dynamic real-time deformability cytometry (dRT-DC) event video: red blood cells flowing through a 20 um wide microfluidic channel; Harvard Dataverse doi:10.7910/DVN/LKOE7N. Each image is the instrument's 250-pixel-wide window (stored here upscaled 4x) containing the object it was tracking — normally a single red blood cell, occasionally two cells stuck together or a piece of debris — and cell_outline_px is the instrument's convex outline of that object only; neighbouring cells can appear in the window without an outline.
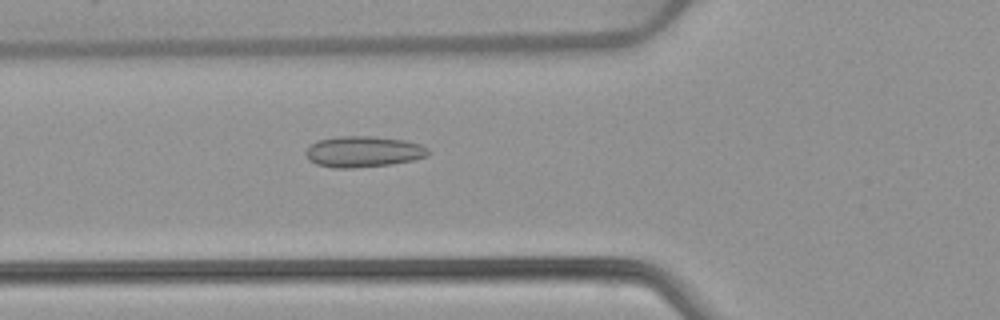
{"species": "common noctule bat (a hibernating species)", "species_latin": "Nyctalus noctula", "temperature_condition": "warm", "stored_images_in_passage": 52, "camera_frame_rate_fps": 3000, "um_per_image_px": 0.085, "animal": {"sex": "female", "body_mass_g": 22.7, "forearm_length_mm": 54.2}, "frame": {"image": 1, "passage_image": 19, "time_ms": 6.0, "image_size_px": [1000, 320], "cell_outline_px": [[428, 156], [416, 160], [392, 164], [352, 168], [336, 168], [316, 164], [308, 160], [304, 152], [316, 140], [340, 136], [372, 136], [404, 140], [420, 144], [428, 148]], "centroid_in_image_um": [30.88, 12.89], "position_along_channel_um": 94.9, "area_um2": 22.25}}
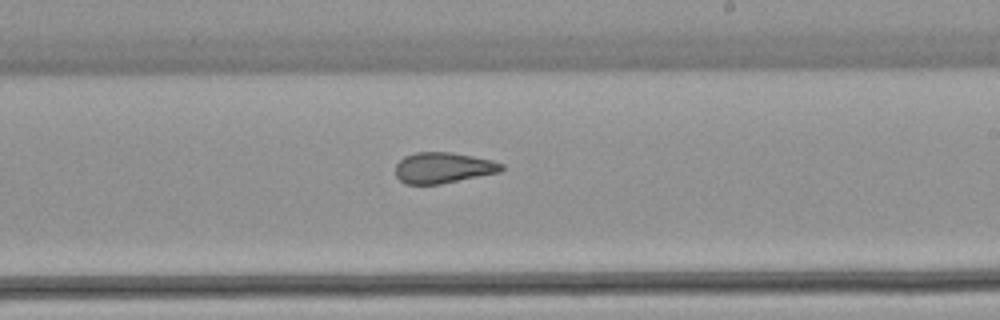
{"frame": {"image": 2, "passage_image": 31, "time_ms": 10.0, "image_size_px": [1000, 320], "cell_outline_px": [[504, 168], [500, 172], [440, 184], [404, 184], [396, 176], [396, 164], [404, 156], [416, 152], [448, 152], [472, 156], [492, 160], [504, 164]], "centroid_in_image_um": [37.66, 14.26], "position_along_channel_um": 251.3, "area_um2": 19.02}}
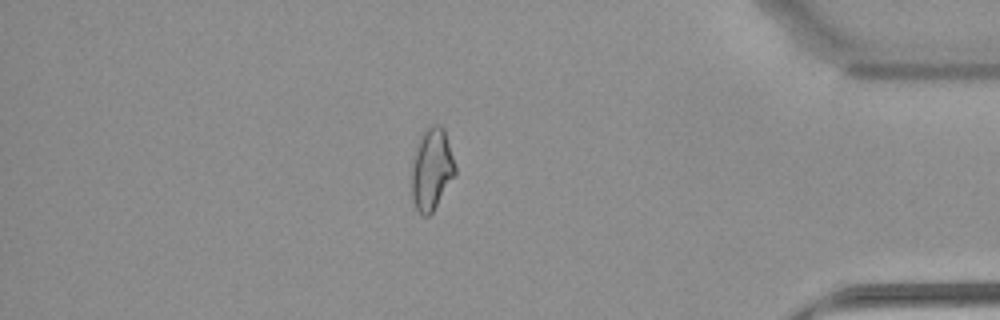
{"frame": {"image": 3, "passage_image": 45, "time_ms": 14.667, "image_size_px": [1000, 320], "cell_outline_px": [[456, 176], [432, 212], [428, 216], [424, 216], [416, 208], [412, 200], [412, 160], [420, 132], [428, 124], [440, 124], [444, 128], [456, 168]], "centroid_in_image_um": [36.69, 14.33], "position_along_channel_um": 398.5, "area_um2": 21.15}, "authors_computed_cell_mechanics": {"area_um2": 21.2993, "velocity_mm_per_s": 3.9151, "shape_relaxation_time_tau1_ms": null, "shape_relaxation_time_tau2_ms": 1.5374, "deformation_change_tau1": null, "deformation_change_tau2": 0.0805}}